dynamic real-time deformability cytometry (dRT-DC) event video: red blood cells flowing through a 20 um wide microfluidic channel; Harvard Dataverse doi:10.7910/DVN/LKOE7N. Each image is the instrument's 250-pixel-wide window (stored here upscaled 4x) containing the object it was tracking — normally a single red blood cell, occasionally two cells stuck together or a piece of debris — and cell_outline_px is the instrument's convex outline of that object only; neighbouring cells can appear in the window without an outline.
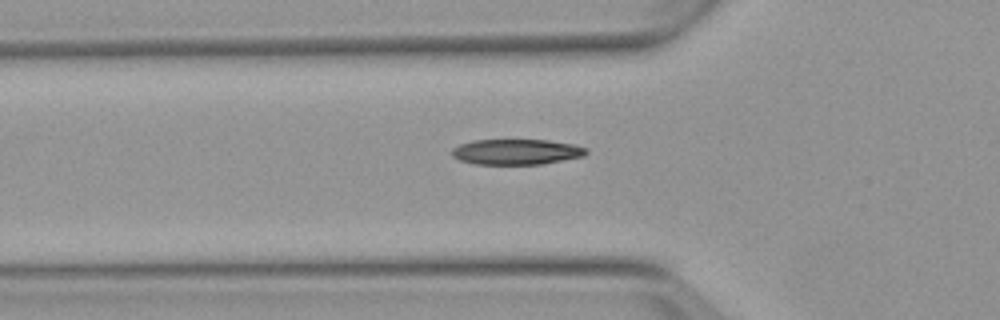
{"species": "Egyptian fruit bat (a non-hibernating species)", "species_latin": "Rousettus aegyptiacus", "temperature_condition": "warm", "stored_images_in_passage": 6, "segment_of_instrument_passage": [2, 2], "camera_frame_rate_fps": 3000, "um_per_image_px": 0.085, "animal": {"sex": "female"}, "frame": {"image": 1, "passage_image": 6, "time_ms": 6.0, "image_size_px": [1000, 320], "cell_outline_px": [[588, 152], [584, 156], [540, 164], [476, 164], [460, 160], [452, 156], [452, 148], [460, 144], [472, 140], [548, 140], [572, 144], [588, 148]], "centroid_in_image_um": [43.89, 12.9], "position_along_channel_um": 81.9, "area_um2": 19.88}}